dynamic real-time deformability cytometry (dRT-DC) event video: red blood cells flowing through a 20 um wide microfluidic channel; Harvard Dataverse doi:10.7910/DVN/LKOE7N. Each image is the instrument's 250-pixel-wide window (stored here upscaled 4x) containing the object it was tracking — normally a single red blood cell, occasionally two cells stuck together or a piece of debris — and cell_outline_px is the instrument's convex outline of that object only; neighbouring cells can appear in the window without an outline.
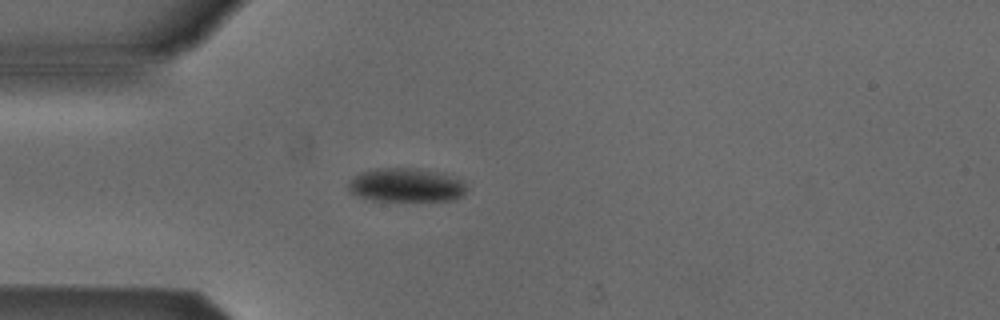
{"species": "Egyptian fruit bat (a non-hibernating species)", "species_latin": "Rousettus aegyptiacus", "temperature_condition": "cold", "stored_images_in_passage": 4, "camera_frame_rate_fps": 3000, "um_per_image_px": 0.085, "animal": {"sex": "male"}, "frame": {"image": 1, "passage_image": 3, "time_ms": 2.667, "image_size_px": [1000, 320], "cell_outline_px": [[468, 188], [460, 196], [452, 200], [372, 200], [356, 196], [348, 192], [348, 184], [356, 176], [364, 172], [376, 168], [412, 168], [460, 180]], "centroid_in_image_um": [34.43, 15.76], "position_along_channel_um": 50.6, "area_um2": 22.37}}